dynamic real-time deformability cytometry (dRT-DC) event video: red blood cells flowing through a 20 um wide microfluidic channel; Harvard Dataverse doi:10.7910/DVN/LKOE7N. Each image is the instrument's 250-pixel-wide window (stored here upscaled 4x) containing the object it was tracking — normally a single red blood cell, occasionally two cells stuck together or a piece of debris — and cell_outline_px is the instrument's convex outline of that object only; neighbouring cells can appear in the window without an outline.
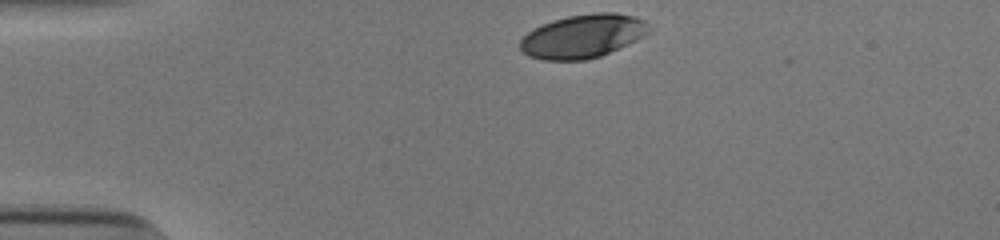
{"species": "human", "species_latin": "Homo sapiens", "temperature_condition": "cold", "stored_images_in_passage": 33, "camera_frame_rate_fps": 3000, "um_per_image_px": 0.085, "donor": {"sex": "male"}, "frame": {"image": 1, "passage_image": 1, "time_ms": 0.0, "image_size_px": [1000, 240], "cell_outline_px": [[652, 28], [644, 36], [620, 48], [600, 56], [588, 60], [544, 60], [528, 56], [520, 48], [520, 40], [528, 32], [552, 20], [568, 16], [596, 12], [616, 12], [636, 16], [644, 20]], "centroid_in_image_um": [49.58, 3.07], "position_along_channel_um": 35.4, "area_um2": 32.77}}
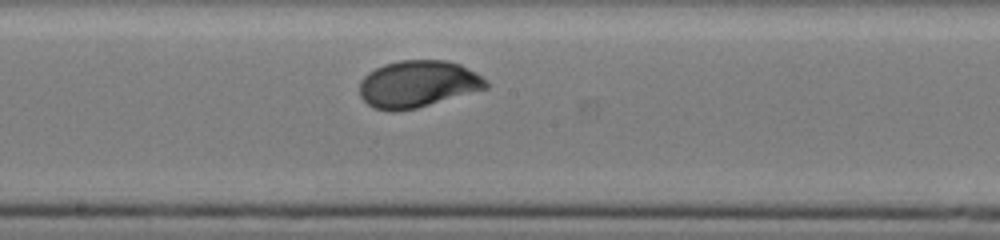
{"frame": {"image": 2, "passage_image": 19, "time_ms": 6.0, "image_size_px": [1000, 240], "cell_outline_px": [[488, 88], [416, 108], [392, 112], [388, 112], [376, 108], [368, 104], [360, 96], [360, 80], [368, 72], [384, 64], [400, 60], [448, 60], [460, 64], [476, 72], [488, 84]], "centroid_in_image_um": [35.49, 7.13], "position_along_channel_um": 212.7, "area_um2": 34.51}}
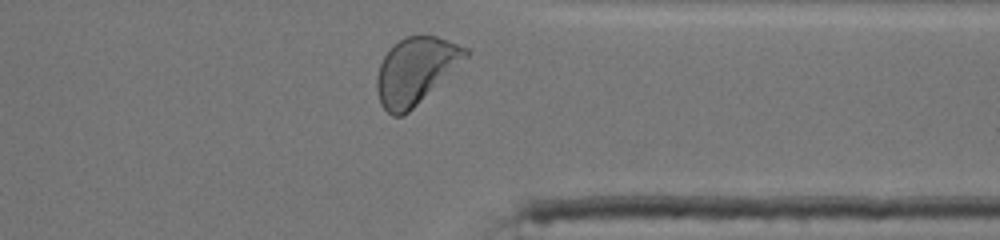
{"frame": {"image": 3, "passage_image": 32, "time_ms": 10.333, "image_size_px": [1000, 240], "cell_outline_px": [[468, 56], [408, 112], [400, 116], [392, 116], [380, 104], [376, 88], [376, 80], [380, 64], [384, 56], [404, 36], [436, 36], [448, 40], [468, 48]], "centroid_in_image_um": [35.3, 6.01], "position_along_channel_um": 376.1, "area_um2": 33.58}, "authors_computed_cell_mechanics": {"area_um2": 33.9864, "velocity_mm_per_s": 3.8062, "shape_relaxation_time_tau1_ms": 2.2986, "shape_relaxation_time_tau2_ms": null, "deformation_change_tau1": 0.1206, "deformation_change_tau2": null}}